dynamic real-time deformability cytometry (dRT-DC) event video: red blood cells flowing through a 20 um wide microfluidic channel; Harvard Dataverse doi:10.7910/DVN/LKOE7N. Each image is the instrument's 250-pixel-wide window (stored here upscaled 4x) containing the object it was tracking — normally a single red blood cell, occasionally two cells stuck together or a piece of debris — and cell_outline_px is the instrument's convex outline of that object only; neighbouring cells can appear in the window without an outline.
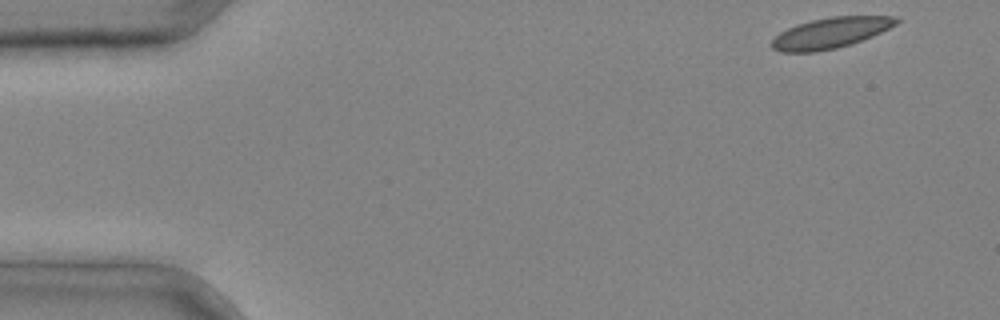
{"species": "common noctule bat (a hibernating species)", "species_latin": "Nyctalus noctula", "temperature_condition": "cold", "stored_images_in_passage": 3, "segment_of_instrument_passage": [2, 2], "camera_frame_rate_fps": 3000, "um_per_image_px": 0.085, "animal": {"sex": "male", "body_mass_g": 20.4}, "frame": {"image": 1, "passage_image": 3, "time_ms": 0.667, "image_size_px": [1000, 320], "cell_outline_px": [[900, 20], [896, 24], [872, 36], [852, 44], [836, 48], [816, 52], [780, 52], [772, 48], [768, 44], [780, 32], [796, 24], [812, 20], [832, 16], [896, 16]], "centroid_in_image_um": [70.56, 2.8], "position_along_channel_um": 14.4, "area_um2": 22.31}}